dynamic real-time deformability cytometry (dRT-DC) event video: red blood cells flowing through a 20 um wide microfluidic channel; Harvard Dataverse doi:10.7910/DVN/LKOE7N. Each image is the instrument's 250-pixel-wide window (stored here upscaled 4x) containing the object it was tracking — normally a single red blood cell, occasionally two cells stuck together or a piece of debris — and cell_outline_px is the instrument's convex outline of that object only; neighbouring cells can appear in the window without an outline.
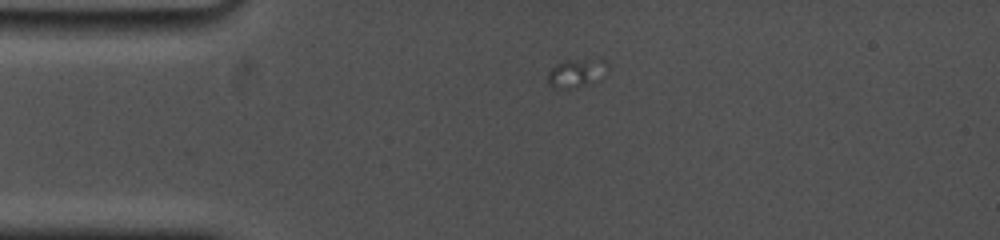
{"species": "common noctule bat (a hibernating species)", "species_latin": "Nyctalus noctula", "temperature_condition": "cold", "stored_images_in_passage": 14, "camera_frame_rate_fps": 5000, "um_per_image_px": 0.085, "animal": {"sex": "female", "body_mass_g": 19.0, "forearm_length_mm": 53.3}, "frame": {"image": 1, "passage_image": 11, "time_ms": 2.6, "image_size_px": [1000, 240], "cell_outline_px": [[608, 72], [600, 80], [588, 84], [568, 88], [552, 88], [548, 84], [548, 72], [556, 64], [564, 60], [600, 56], [608, 64]], "centroid_in_image_um": [49.07, 6.15], "position_along_channel_um": 35.9, "area_um2": 10.52}}